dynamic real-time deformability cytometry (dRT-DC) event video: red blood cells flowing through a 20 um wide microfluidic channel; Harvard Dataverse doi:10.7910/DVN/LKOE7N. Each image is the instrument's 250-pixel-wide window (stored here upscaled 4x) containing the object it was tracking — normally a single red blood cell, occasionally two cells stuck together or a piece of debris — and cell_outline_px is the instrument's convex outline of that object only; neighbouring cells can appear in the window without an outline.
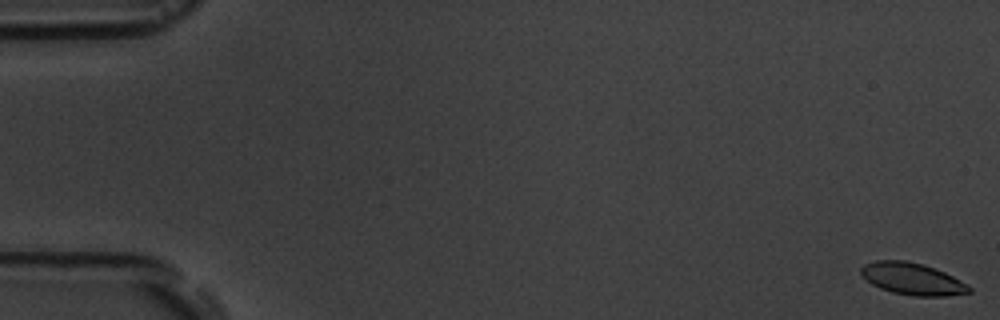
{"species": "common noctule bat (a hibernating species)", "species_latin": "Nyctalus noctula", "temperature_condition": "room temperature", "stored_images_in_passage": 6, "camera_frame_rate_fps": 3000, "um_per_image_px": 0.085, "animal": {"sex": "male", "body_mass_g": 19.5, "forearm_length_mm": 54.6}, "frame": {"image": 1, "passage_image": 1, "time_ms": 0.0, "image_size_px": [1000, 320], "cell_outline_px": [[972, 292], [944, 296], [912, 296], [892, 292], [880, 288], [872, 284], [860, 272], [860, 268], [864, 264], [876, 260], [904, 260], [924, 264], [944, 272], [968, 284], [972, 288]], "centroid_in_image_um": [77.56, 23.7], "position_along_channel_um": 7.4, "area_um2": 20.11}}
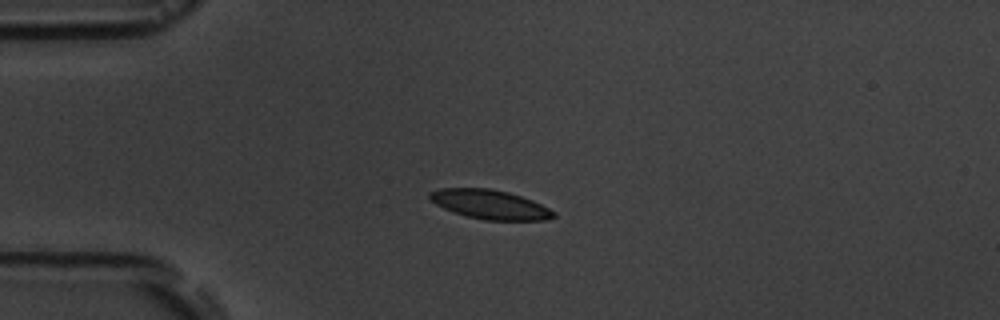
{"frame": {"image": 2, "passage_image": 5, "time_ms": 4.667, "image_size_px": [1000, 320], "cell_outline_px": [[556, 216], [544, 220], [484, 220], [452, 212], [428, 200], [428, 192], [440, 188], [488, 188], [508, 192], [532, 200], [556, 212]], "centroid_in_image_um": [41.61, 17.37], "position_along_channel_um": 43.4, "area_um2": 21.1}}